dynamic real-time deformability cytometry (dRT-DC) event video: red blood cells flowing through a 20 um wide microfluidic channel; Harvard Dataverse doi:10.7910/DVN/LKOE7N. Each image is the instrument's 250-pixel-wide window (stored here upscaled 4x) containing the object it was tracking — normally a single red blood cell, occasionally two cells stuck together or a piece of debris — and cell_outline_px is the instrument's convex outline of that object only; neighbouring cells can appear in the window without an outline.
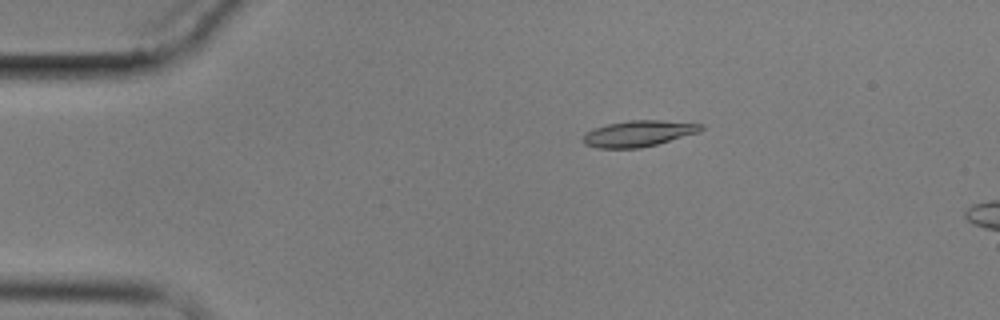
{"species": "common noctule bat (a hibernating species)", "species_latin": "Nyctalus noctula", "temperature_condition": "cold", "stored_images_in_passage": 3, "camera_frame_rate_fps": 3000, "um_per_image_px": 0.085, "animal": {"sex": "male", "body_mass_g": 17.9}, "frame": {"image": 1, "passage_image": 1, "time_ms": 0.0, "image_size_px": [1000, 320], "cell_outline_px": [[704, 128], [700, 132], [656, 144], [640, 148], [596, 148], [584, 144], [580, 140], [584, 132], [608, 124], [628, 120], [660, 120], [704, 124]], "centroid_in_image_um": [54.24, 11.35], "position_along_channel_um": 30.8, "area_um2": 18.03}}